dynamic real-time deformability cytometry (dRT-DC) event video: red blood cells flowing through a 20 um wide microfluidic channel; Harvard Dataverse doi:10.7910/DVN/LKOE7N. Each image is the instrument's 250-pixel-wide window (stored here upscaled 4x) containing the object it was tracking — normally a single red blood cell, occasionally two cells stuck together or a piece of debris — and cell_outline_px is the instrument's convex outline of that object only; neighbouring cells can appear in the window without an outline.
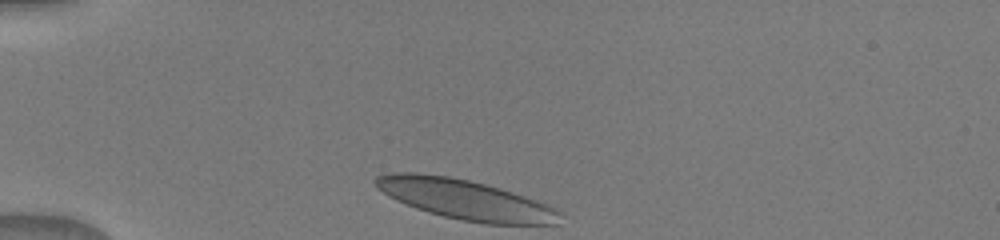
{"species": "human", "species_latin": "Homo sapiens", "temperature_condition": "warm", "stored_images_in_passage": 33, "camera_frame_rate_fps": 3000, "um_per_image_px": 0.085, "donor": {"sex": "male"}, "frame": {"image": 1, "passage_image": 1, "time_ms": 0.0, "image_size_px": [1000, 240], "cell_outline_px": [[560, 212], [556, 224], [484, 224], [460, 220], [428, 212], [416, 208], [396, 200], [388, 196], [376, 188], [372, 180], [376, 176], [392, 172], [416, 172], [448, 176], [468, 180], [500, 188], [536, 200]], "centroid_in_image_um": [39.44, 16.94], "position_along_channel_um": 45.6, "area_um2": 42.6}}
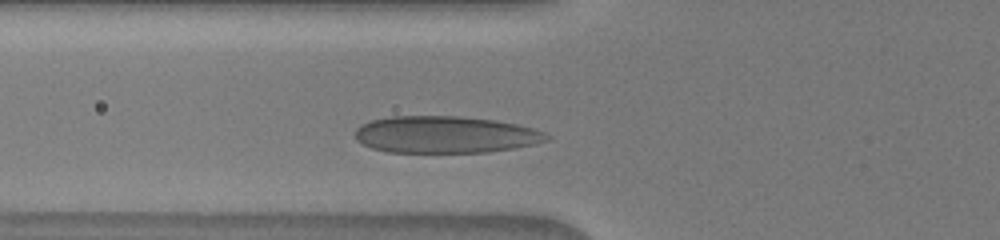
{"frame": {"image": 2, "passage_image": 7, "time_ms": 2.0, "image_size_px": [1000, 240], "cell_outline_px": [[552, 136], [548, 140], [536, 144], [488, 152], [388, 152], [372, 148], [356, 140], [356, 128], [360, 124], [372, 120], [392, 116], [460, 116], [496, 120], [516, 124], [532, 128], [544, 132]], "centroid_in_image_um": [37.86, 11.44], "position_along_channel_um": 87.9, "area_um2": 41.27}}
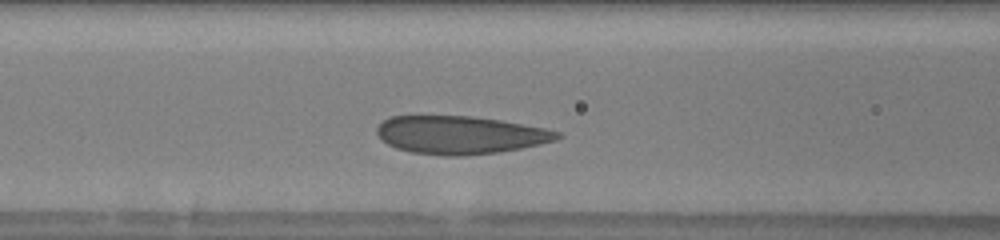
{"frame": {"image": 3, "passage_image": 10, "time_ms": 3.0, "image_size_px": [1000, 240], "cell_outline_px": [[564, 136], [556, 140], [540, 144], [500, 152], [468, 156], [444, 156], [412, 152], [396, 148], [388, 144], [376, 132], [376, 128], [384, 120], [392, 116], [472, 116], [500, 120], [544, 128], [560, 132]], "centroid_in_image_um": [39.14, 11.48], "position_along_channel_um": 127.5, "area_um2": 39.94}}